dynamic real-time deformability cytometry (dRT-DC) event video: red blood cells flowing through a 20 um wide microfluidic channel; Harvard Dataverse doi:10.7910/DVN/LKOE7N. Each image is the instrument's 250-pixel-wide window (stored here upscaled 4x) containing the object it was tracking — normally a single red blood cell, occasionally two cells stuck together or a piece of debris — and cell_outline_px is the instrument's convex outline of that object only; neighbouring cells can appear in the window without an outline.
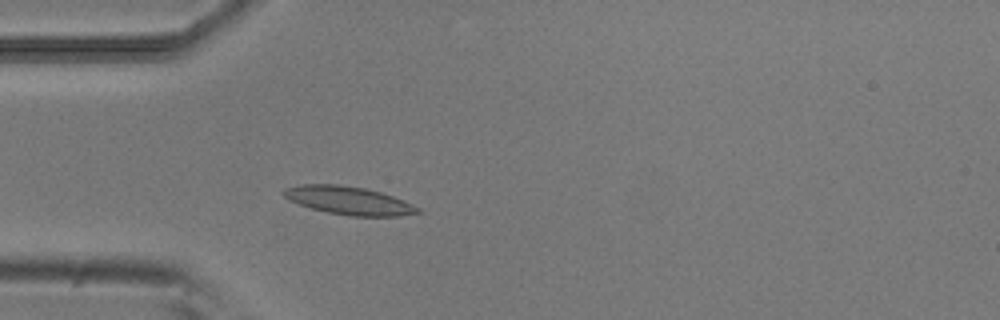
{"species": "common noctule bat (a hibernating species)", "species_latin": "Nyctalus noctula", "temperature_condition": "room temperature", "stored_images_in_passage": 39, "camera_frame_rate_fps": 3000, "um_per_image_px": 0.085, "animal": {"sex": "male", "body_mass_g": 20.5, "forearm_length_mm": 52.5}, "frame": {"image": 1, "passage_image": 2, "time_ms": 0.333, "image_size_px": [1000, 320], "cell_outline_px": [[424, 212], [400, 216], [348, 216], [328, 212], [312, 208], [288, 200], [280, 192], [284, 188], [300, 184], [336, 184], [364, 188], [380, 192], [392, 196], [412, 204], [420, 208]], "centroid_in_image_um": [29.63, 17.04], "position_along_channel_um": 55.4, "area_um2": 22.02}}
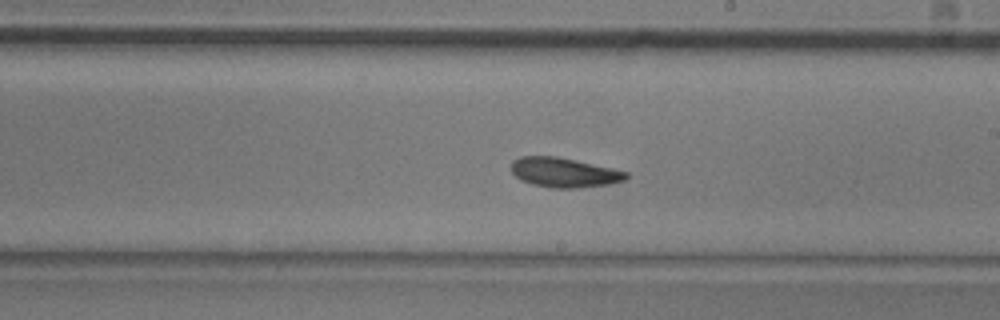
{"frame": {"image": 2, "passage_image": 17, "time_ms": 5.333, "image_size_px": [1000, 320], "cell_outline_px": [[628, 176], [624, 180], [608, 184], [580, 188], [552, 188], [532, 184], [520, 180], [512, 172], [512, 160], [520, 156], [556, 156], [612, 168], [628, 172]], "centroid_in_image_um": [47.93, 14.66], "position_along_channel_um": 241.1, "area_um2": 19.77}}
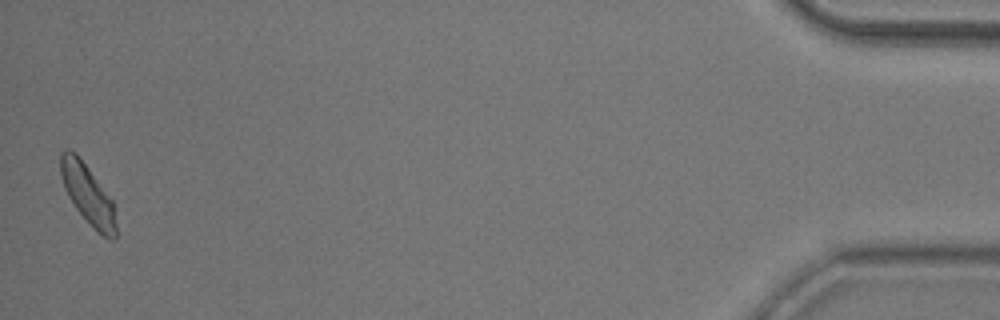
{"frame": {"image": 3, "passage_image": 39, "time_ms": 12.667, "image_size_px": [1000, 320], "cell_outline_px": [[116, 240], [108, 240], [100, 236], [96, 232], [76, 208], [68, 196], [64, 188], [60, 176], [60, 152], [64, 148], [68, 148], [76, 152], [112, 200], [116, 224]], "centroid_in_image_um": [7.44, 16.53], "position_along_channel_um": 427.8, "area_um2": 19.48}, "authors_computed_cell_mechanics": {"area_um2": 19.4786, "velocity_mm_per_s": 3.8167, "shape_relaxation_time_tau1_ms": 3.3105, "shape_relaxation_time_tau2_ms": 3.17, "deformation_change_tau1": 0.1049, "deformation_change_tau2": 0.1002}}